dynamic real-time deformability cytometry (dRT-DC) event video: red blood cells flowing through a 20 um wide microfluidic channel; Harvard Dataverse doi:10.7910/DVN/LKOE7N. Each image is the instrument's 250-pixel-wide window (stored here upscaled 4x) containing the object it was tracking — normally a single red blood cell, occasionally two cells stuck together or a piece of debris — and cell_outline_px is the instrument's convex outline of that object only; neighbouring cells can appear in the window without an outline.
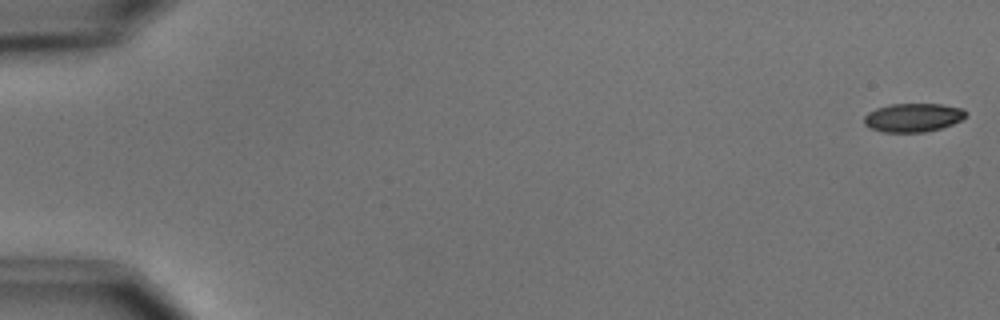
{"species": "common noctule bat (a hibernating species)", "species_latin": "Nyctalus noctula", "temperature_condition": "cold", "stored_images_in_passage": 7, "camera_frame_rate_fps": 3000, "um_per_image_px": 0.085, "animal": {"sex": "male", "body_mass_g": 15.6}, "frame": {"image": 1, "passage_image": 1, "time_ms": 0.0, "image_size_px": [1000, 320], "cell_outline_px": [[968, 112], [960, 120], [952, 124], [940, 128], [924, 132], [884, 132], [872, 128], [864, 124], [864, 116], [868, 112], [876, 108], [888, 104], [940, 104], [964, 108]], "centroid_in_image_um": [77.6, 9.98], "position_along_channel_um": 7.4, "area_um2": 16.94}}
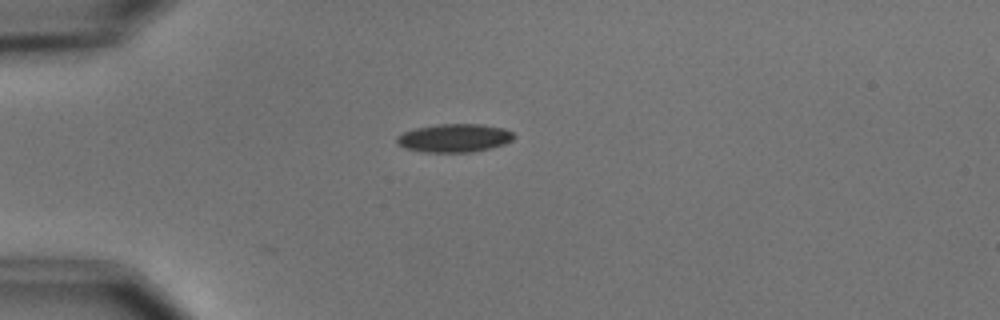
{"frame": {"image": 2, "passage_image": 5, "time_ms": 4.667, "image_size_px": [1000, 320], "cell_outline_px": [[516, 136], [512, 140], [504, 144], [488, 148], [468, 152], [424, 152], [404, 148], [396, 140], [396, 136], [404, 132], [416, 128], [436, 124], [480, 124], [504, 128], [512, 132]], "centroid_in_image_um": [38.62, 11.72], "position_along_channel_um": 46.4, "area_um2": 19.19}}